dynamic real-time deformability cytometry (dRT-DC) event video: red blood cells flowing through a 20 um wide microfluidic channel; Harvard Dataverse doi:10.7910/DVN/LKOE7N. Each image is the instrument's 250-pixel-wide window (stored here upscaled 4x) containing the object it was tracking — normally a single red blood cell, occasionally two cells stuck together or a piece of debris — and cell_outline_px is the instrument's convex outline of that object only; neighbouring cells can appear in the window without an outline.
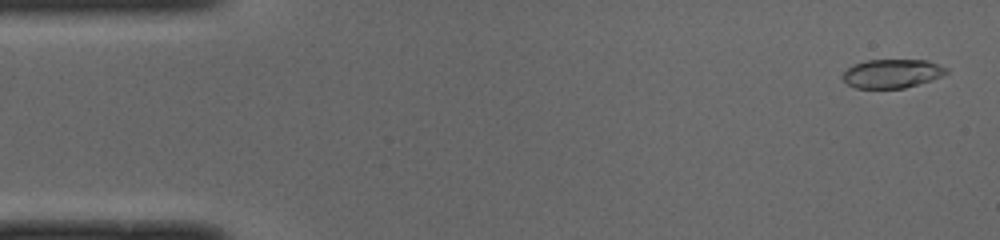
{"species": "common noctule bat (a hibernating species)", "species_latin": "Nyctalus noctula", "temperature_condition": "cold", "stored_images_in_passage": 46, "camera_frame_rate_fps": 3000, "um_per_image_px": 0.085, "animal": {"sex": "male", "body_mass_g": 19.0, "forearm_length_mm": 50.8}, "frame": {"image": 1, "passage_image": 2, "time_ms": 0.333, "image_size_px": [1000, 240], "cell_outline_px": [[948, 72], [932, 80], [904, 88], [856, 88], [848, 84], [840, 76], [852, 64], [868, 60], [928, 60], [948, 68]], "centroid_in_image_um": [75.81, 6.25], "position_along_channel_um": 9.2, "area_um2": 17.4}}
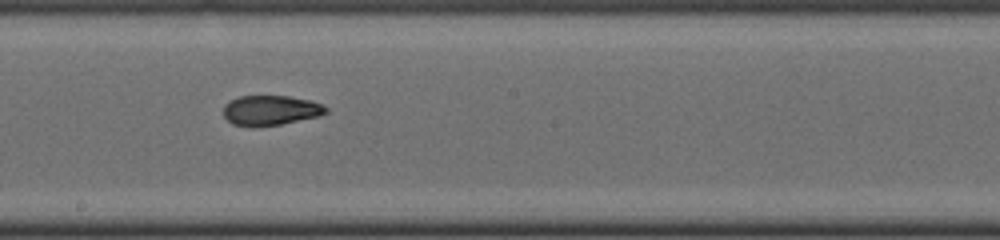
{"frame": {"image": 2, "passage_image": 27, "time_ms": 8.667, "image_size_px": [1000, 240], "cell_outline_px": [[328, 112], [320, 116], [280, 124], [232, 124], [224, 116], [224, 104], [240, 96], [288, 96], [312, 100], [328, 108]], "centroid_in_image_um": [23.06, 9.34], "position_along_channel_um": 225.1, "area_um2": 17.34}}
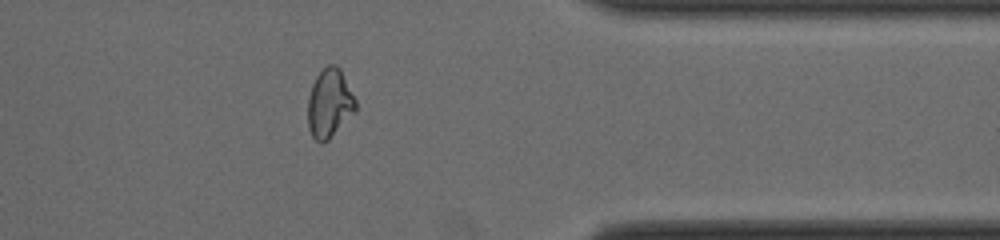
{"frame": {"image": 3, "passage_image": 40, "time_ms": 13.0, "image_size_px": [1000, 240], "cell_outline_px": [[356, 112], [328, 140], [320, 144], [312, 136], [308, 128], [308, 96], [312, 84], [316, 76], [328, 64], [336, 64], [340, 68], [356, 100]], "centroid_in_image_um": [28.01, 8.79], "position_along_channel_um": 383.4, "area_um2": 19.31}, "authors_computed_cell_mechanics": {"area_um2": 18.2937, "velocity_mm_per_s": 4.0149, "shape_relaxation_time_tau1_ms": null, "shape_relaxation_time_tau2_ms": 1.912, "deformation_change_tau1": null, "deformation_change_tau2": 0.0719}}